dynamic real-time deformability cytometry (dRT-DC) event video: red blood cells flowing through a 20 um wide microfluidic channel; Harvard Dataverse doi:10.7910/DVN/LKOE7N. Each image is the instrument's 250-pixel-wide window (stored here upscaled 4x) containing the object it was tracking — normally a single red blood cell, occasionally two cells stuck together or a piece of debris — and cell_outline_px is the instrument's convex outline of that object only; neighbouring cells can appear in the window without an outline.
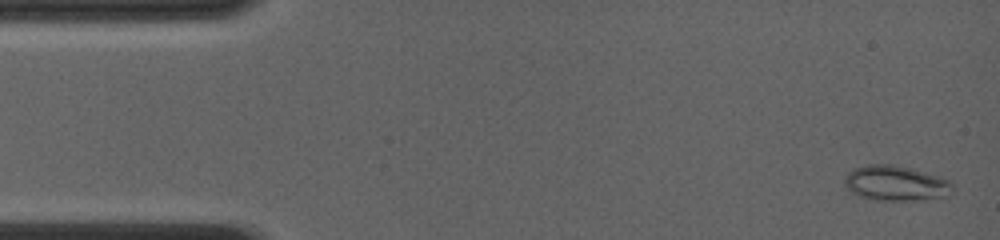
{"species": "common noctule bat (a hibernating species)", "species_latin": "Nyctalus noctula", "temperature_condition": "room temperature", "stored_images_in_passage": 32, "camera_frame_rate_fps": 4000, "um_per_image_px": 0.085, "animal": {"sex": "female", "body_mass_g": 19.0, "forearm_length_mm": 56.7}, "frame": {"image": 1, "passage_image": 2, "time_ms": 0.25, "image_size_px": [1000, 240], "cell_outline_px": [[952, 188], [944, 196], [916, 200], [868, 200], [852, 192], [844, 184], [844, 180], [848, 172], [856, 168], [868, 164], [892, 164], [912, 168], [940, 176], [948, 180], [952, 184]], "centroid_in_image_um": [76.1, 15.56], "position_along_channel_um": 8.9, "area_um2": 21.96}}
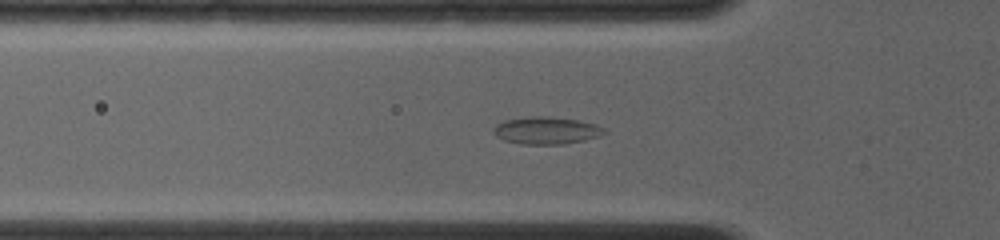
{"frame": {"image": 2, "passage_image": 20, "time_ms": 4.75, "image_size_px": [1000, 240], "cell_outline_px": [[608, 132], [600, 136], [584, 140], [564, 144], [520, 144], [504, 140], [496, 136], [492, 132], [492, 128], [496, 124], [504, 120], [528, 116], [548, 116], [576, 120], [596, 124], [604, 128]], "centroid_in_image_um": [46.42, 11.09], "position_along_channel_um": 79.4, "area_um2": 17.8}}
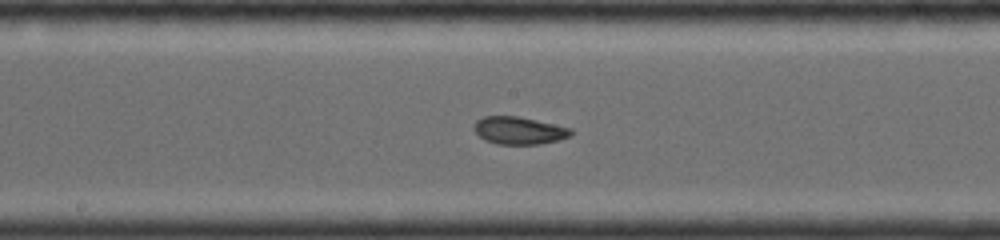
{"frame": {"image": 3, "passage_image": 32, "time_ms": 7.75, "image_size_px": [1000, 240], "cell_outline_px": [[572, 136], [540, 144], [496, 144], [484, 140], [472, 128], [476, 120], [484, 116], [516, 116], [536, 120], [572, 128]], "centroid_in_image_um": [44.1, 11.09], "position_along_channel_um": 204.1, "area_um2": 15.55}}